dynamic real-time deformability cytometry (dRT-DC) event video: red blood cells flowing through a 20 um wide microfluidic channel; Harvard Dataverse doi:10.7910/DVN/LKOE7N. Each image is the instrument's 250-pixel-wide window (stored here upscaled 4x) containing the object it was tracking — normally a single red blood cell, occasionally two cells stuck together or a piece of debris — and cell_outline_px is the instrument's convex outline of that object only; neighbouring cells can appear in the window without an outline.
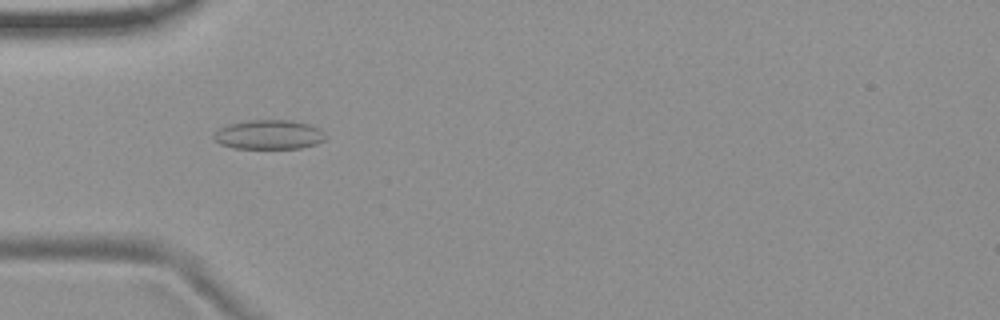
{"species": "common noctule bat (a hibernating species)", "species_latin": "Nyctalus noctula", "temperature_condition": "room temperature", "stored_images_in_passage": 55, "camera_frame_rate_fps": 3000, "um_per_image_px": 0.085, "animal": {"sex": "female", "body_mass_g": 19.9}, "frame": {"image": 1, "passage_image": 17, "time_ms": 5.333, "image_size_px": [1000, 320], "cell_outline_px": [[328, 136], [324, 140], [316, 144], [300, 148], [232, 148], [220, 144], [212, 140], [212, 136], [220, 128], [228, 124], [248, 120], [292, 120], [308, 124], [320, 128]], "centroid_in_image_um": [22.86, 11.44], "position_along_channel_um": 62.1, "area_um2": 19.31}}
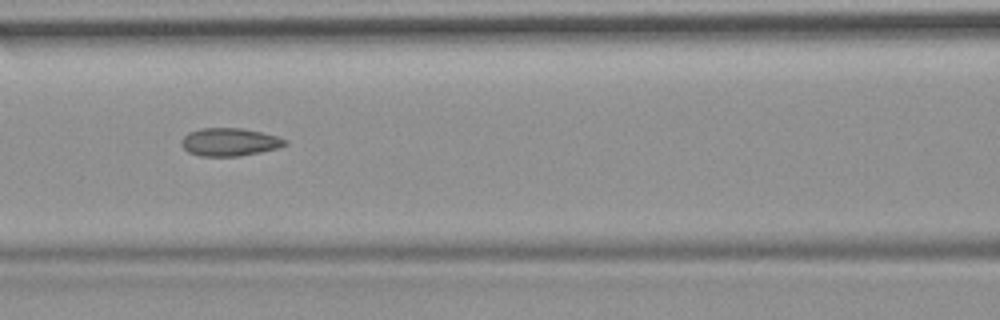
{"frame": {"image": 2, "passage_image": 24, "time_ms": 7.667, "image_size_px": [1000, 320], "cell_outline_px": [[288, 144], [280, 148], [240, 156], [200, 156], [188, 152], [180, 144], [180, 140], [188, 132], [200, 128], [240, 128], [260, 132], [276, 136], [288, 140]], "centroid_in_image_um": [19.5, 12.07], "position_along_channel_um": 147.1, "area_um2": 16.99}}
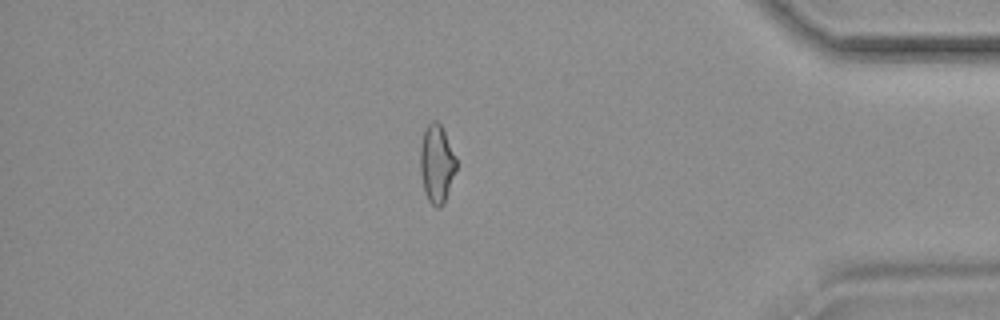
{"frame": {"image": 3, "passage_image": 47, "time_ms": 15.333, "image_size_px": [1000, 320], "cell_outline_px": [[456, 168], [444, 204], [440, 208], [436, 208], [428, 200], [424, 192], [420, 172], [420, 148], [424, 128], [432, 120], [436, 120], [440, 124], [456, 156]], "centroid_in_image_um": [37.1, 13.93], "position_along_channel_um": 398.1, "area_um2": 16.47}, "authors_computed_cell_mechanics": {"area_um2": 17.051, "velocity_mm_per_s": 3.6985, "shape_relaxation_time_tau1_ms": null, "shape_relaxation_time_tau2_ms": 2.4837, "deformation_change_tau1": null, "deformation_change_tau2": 0.0903}}